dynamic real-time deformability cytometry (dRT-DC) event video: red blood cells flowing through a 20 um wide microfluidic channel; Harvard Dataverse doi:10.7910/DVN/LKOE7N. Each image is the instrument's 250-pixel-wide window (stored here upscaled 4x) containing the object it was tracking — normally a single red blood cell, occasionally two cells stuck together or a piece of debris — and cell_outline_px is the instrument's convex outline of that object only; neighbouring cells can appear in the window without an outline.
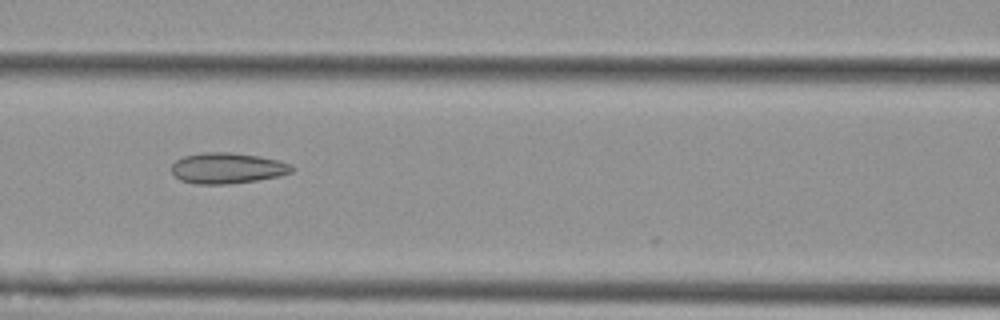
{"species": "Egyptian fruit bat (a non-hibernating species)", "species_latin": "Rousettus aegyptiacus", "temperature_condition": "cold", "stored_images_in_passage": 6, "camera_frame_rate_fps": 3000, "um_per_image_px": 0.085, "animal": {"sex": "female"}, "frame": {"image": 1, "passage_image": 4, "time_ms": 1.0, "image_size_px": [1000, 320], "cell_outline_px": [[296, 168], [292, 172], [280, 176], [256, 180], [228, 184], [196, 184], [180, 180], [172, 172], [172, 164], [176, 160], [184, 156], [200, 152], [232, 152], [260, 156], [280, 160], [292, 164]], "centroid_in_image_um": [19.36, 14.28], "position_along_channel_um": 147.2, "area_um2": 21.85}}
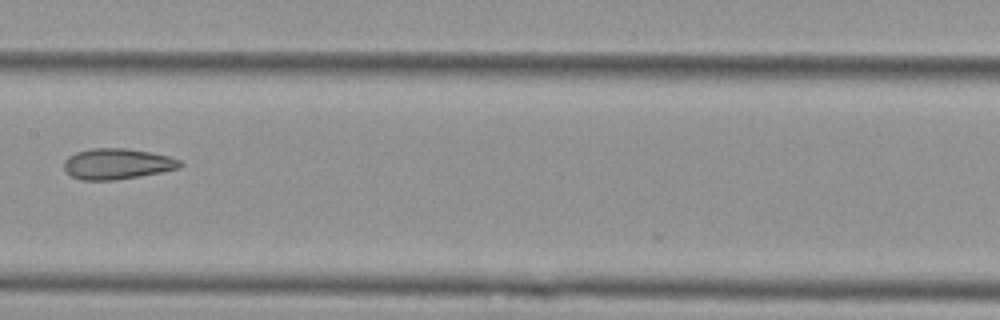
{"frame": {"image": 2, "passage_image": 5, "time_ms": 1.333, "image_size_px": [1000, 320], "cell_outline_px": [[184, 164], [180, 168], [140, 176], [116, 180], [80, 180], [72, 176], [64, 168], [64, 160], [68, 156], [76, 152], [92, 148], [128, 148], [152, 152], [168, 156], [180, 160]], "centroid_in_image_um": [9.97, 13.92], "position_along_channel_um": 197.4, "area_um2": 20.92}}
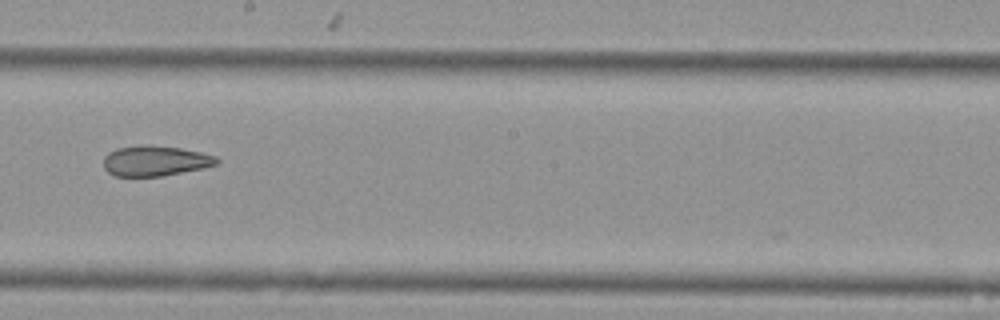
{"frame": {"image": 3, "passage_image": 6, "time_ms": 1.667, "image_size_px": [1000, 320], "cell_outline_px": [[220, 164], [204, 168], [164, 176], [112, 176], [104, 168], [104, 156], [108, 152], [116, 148], [136, 144], [148, 144], [180, 148], [200, 152], [216, 156], [220, 160]], "centroid_in_image_um": [13.19, 13.66], "position_along_channel_um": 235.0, "area_um2": 20.46}}